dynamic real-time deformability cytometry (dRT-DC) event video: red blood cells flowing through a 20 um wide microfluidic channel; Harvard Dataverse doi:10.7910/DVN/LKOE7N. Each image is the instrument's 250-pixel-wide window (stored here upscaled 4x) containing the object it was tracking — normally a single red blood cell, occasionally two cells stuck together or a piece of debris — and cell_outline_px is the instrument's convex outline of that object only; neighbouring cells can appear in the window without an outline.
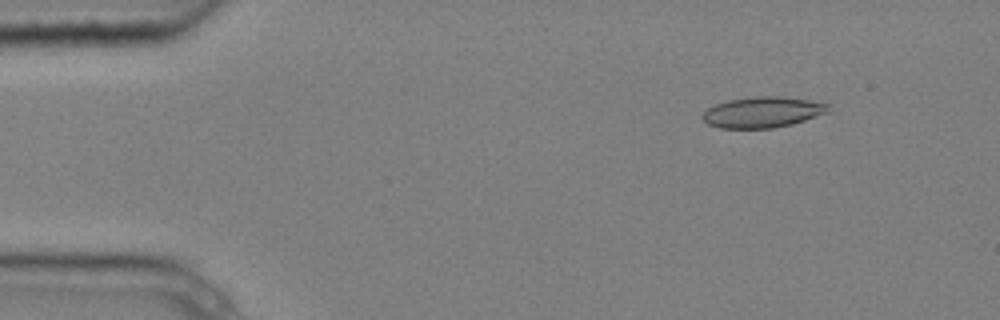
{"species": "common noctule bat (a hibernating species)", "species_latin": "Nyctalus noctula", "temperature_condition": "cold", "stored_images_in_passage": 6, "camera_frame_rate_fps": 3000, "um_per_image_px": 0.085, "animal": {"sex": "male", "body_mass_g": 20.4}, "frame": {"image": 1, "passage_image": 2, "time_ms": 0.333, "image_size_px": [1000, 320], "cell_outline_px": [[828, 112], [792, 124], [772, 128], [720, 128], [708, 124], [700, 116], [708, 108], [716, 104], [728, 100], [756, 96], [780, 96], [808, 100], [828, 104]], "centroid_in_image_um": [64.78, 9.54], "position_along_channel_um": 20.2, "area_um2": 22.37}}
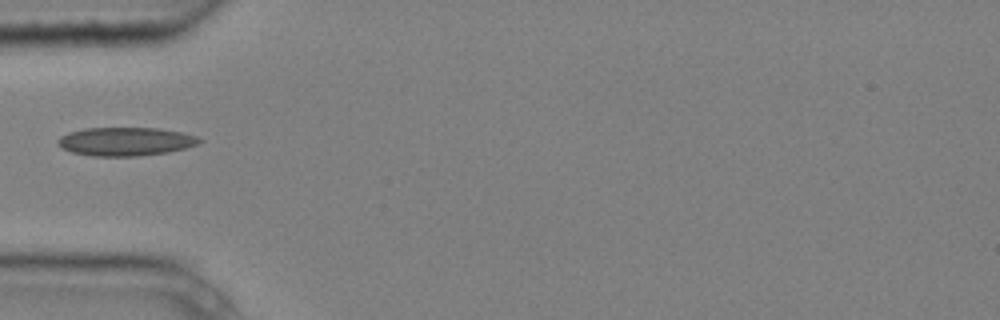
{"frame": {"image": 2, "passage_image": 5, "time_ms": 1.333, "image_size_px": [1000, 320], "cell_outline_px": [[204, 140], [200, 144], [168, 152], [136, 156], [92, 156], [72, 152], [60, 148], [56, 144], [56, 140], [60, 136], [68, 132], [84, 128], [160, 128], [180, 132], [196, 136]], "centroid_in_image_um": [10.64, 12.02], "position_along_channel_um": 74.4, "area_um2": 23.7}}
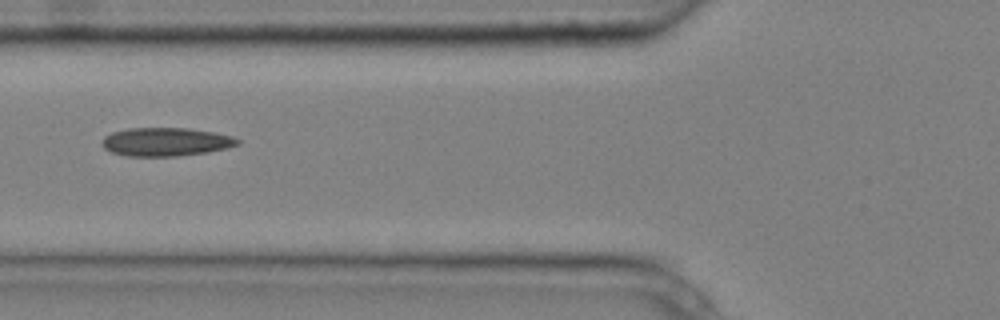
{"frame": {"image": 3, "passage_image": 6, "time_ms": 1.667, "image_size_px": [1000, 320], "cell_outline_px": [[240, 144], [228, 148], [208, 152], [180, 156], [128, 156], [112, 152], [104, 148], [100, 144], [104, 136], [112, 132], [128, 128], [188, 128], [212, 132], [232, 136], [240, 140]], "centroid_in_image_um": [14.09, 12.06], "position_along_channel_um": 111.7, "area_um2": 22.6}}